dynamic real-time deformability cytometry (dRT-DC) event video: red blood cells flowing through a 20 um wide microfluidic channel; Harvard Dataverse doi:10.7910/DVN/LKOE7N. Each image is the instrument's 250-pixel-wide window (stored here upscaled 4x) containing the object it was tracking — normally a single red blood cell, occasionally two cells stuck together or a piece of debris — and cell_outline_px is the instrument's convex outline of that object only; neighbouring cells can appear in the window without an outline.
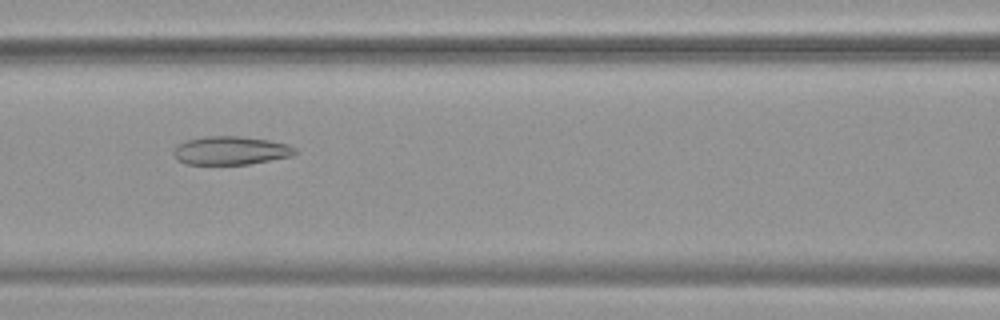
{"species": "common noctule bat (a hibernating species)", "species_latin": "Nyctalus noctula", "temperature_condition": "warm", "stored_images_in_passage": 36, "camera_frame_rate_fps": 3000, "um_per_image_px": 0.085, "animal": {"sex": "female", "body_mass_g": 19.9}, "frame": {"image": 1, "passage_image": 8, "time_ms": 2.333, "image_size_px": [1000, 320], "cell_outline_px": [[300, 152], [292, 156], [248, 164], [184, 164], [176, 160], [172, 152], [172, 148], [188, 140], [204, 136], [240, 136], [268, 140], [288, 144], [296, 148]], "centroid_in_image_um": [19.61, 12.8], "position_along_channel_um": 147.0, "area_um2": 20.29}}
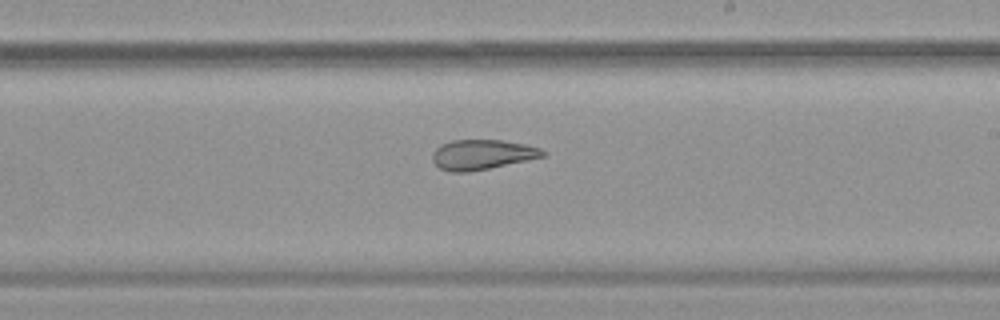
{"frame": {"image": 2, "passage_image": 16, "time_ms": 5.0, "image_size_px": [1000, 320], "cell_outline_px": [[548, 152], [544, 156], [488, 168], [468, 172], [448, 172], [440, 168], [432, 160], [432, 152], [440, 144], [452, 140], [504, 140], [524, 144], [540, 148]], "centroid_in_image_um": [40.94, 13.13], "position_along_channel_um": 248.1, "area_um2": 19.19}}
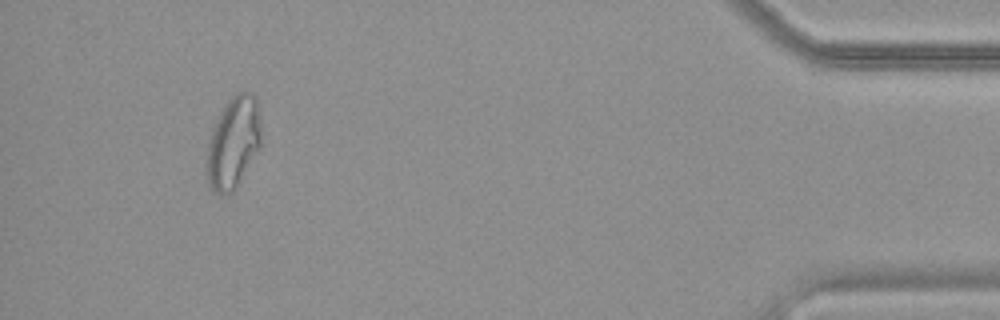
{"frame": {"image": 3, "passage_image": 34, "time_ms": 11.0, "image_size_px": [1000, 320], "cell_outline_px": [[260, 148], [236, 188], [220, 196], [208, 184], [204, 164], [208, 140], [212, 128], [220, 112], [228, 100], [236, 92], [252, 92], [256, 96], [260, 120]], "centroid_in_image_um": [19.8, 12.12], "position_along_channel_um": 415.4, "area_um2": 29.48}, "authors_computed_cell_mechanics": {"area_um2": 21.5016, "velocity_mm_per_s": 3.8131, "shape_relaxation_time_tau1_ms": null, "shape_relaxation_time_tau2_ms": 2.2031, "deformation_change_tau1": null, "deformation_change_tau2": 0.1}}